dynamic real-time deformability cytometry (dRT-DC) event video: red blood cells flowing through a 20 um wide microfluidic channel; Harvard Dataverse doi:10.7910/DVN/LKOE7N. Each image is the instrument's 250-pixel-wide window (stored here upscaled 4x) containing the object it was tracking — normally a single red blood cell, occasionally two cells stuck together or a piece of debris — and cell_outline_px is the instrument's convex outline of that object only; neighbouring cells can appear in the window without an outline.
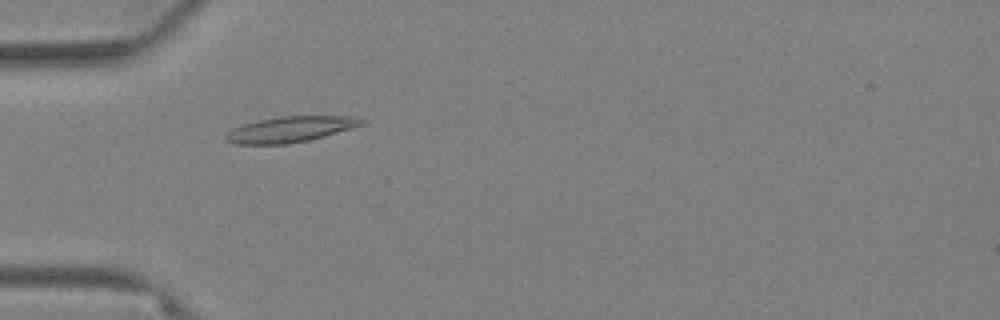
{"species": "Egyptian fruit bat (a non-hibernating species)", "species_latin": "Rousettus aegyptiacus", "temperature_condition": "warm", "stored_images_in_passage": 65, "camera_frame_rate_fps": 3000, "um_per_image_px": 0.085, "animal": {"sex": "female"}, "frame": {"image": 1, "passage_image": 20, "time_ms": 6.333, "image_size_px": [1000, 320], "cell_outline_px": [[368, 120], [364, 124], [352, 128], [324, 136], [308, 140], [284, 144], [236, 144], [224, 140], [224, 136], [232, 128], [244, 124], [260, 120], [280, 116], [360, 116]], "centroid_in_image_um": [24.72, 10.98], "position_along_channel_um": 60.3, "area_um2": 20.4}}
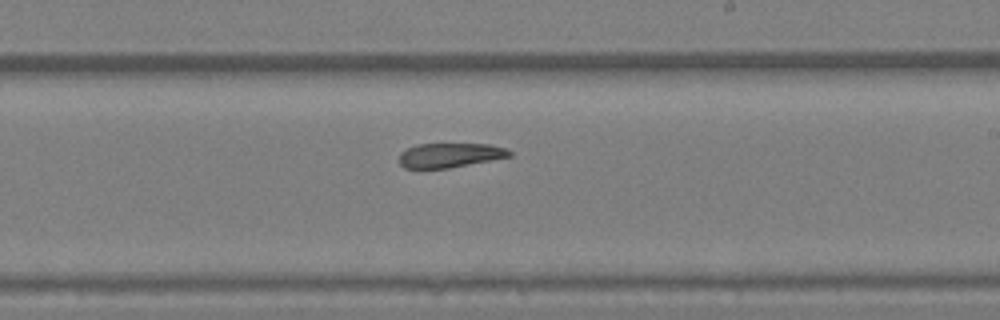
{"frame": {"image": 2, "passage_image": 39, "time_ms": 12.667, "image_size_px": [1000, 320], "cell_outline_px": [[512, 156], [448, 168], [404, 168], [400, 164], [400, 152], [416, 144], [488, 144], [504, 148], [512, 152]], "centroid_in_image_um": [38.23, 13.19], "position_along_channel_um": 250.8, "area_um2": 15.55}}
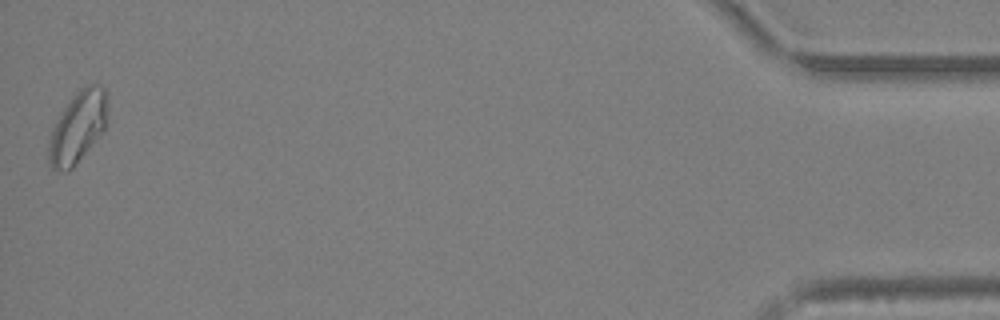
{"frame": {"image": 3, "passage_image": 65, "time_ms": 21.333, "image_size_px": [1000, 320], "cell_outline_px": [[108, 92], [104, 128], [72, 168], [68, 172], [64, 172], [52, 168], [48, 164], [48, 140], [52, 128], [60, 112], [68, 100], [80, 88], [88, 84], [100, 84]], "centroid_in_image_um": [6.57, 10.77], "position_along_channel_um": 428.6, "area_um2": 24.39}, "authors_computed_cell_mechanics": {"area_um2": 19.2474, "velocity_mm_per_s": 3.094, "shape_relaxation_time_tau1_ms": null, "shape_relaxation_time_tau2_ms": 5.9098, "deformation_change_tau1": null, "deformation_change_tau2": 0.135}}